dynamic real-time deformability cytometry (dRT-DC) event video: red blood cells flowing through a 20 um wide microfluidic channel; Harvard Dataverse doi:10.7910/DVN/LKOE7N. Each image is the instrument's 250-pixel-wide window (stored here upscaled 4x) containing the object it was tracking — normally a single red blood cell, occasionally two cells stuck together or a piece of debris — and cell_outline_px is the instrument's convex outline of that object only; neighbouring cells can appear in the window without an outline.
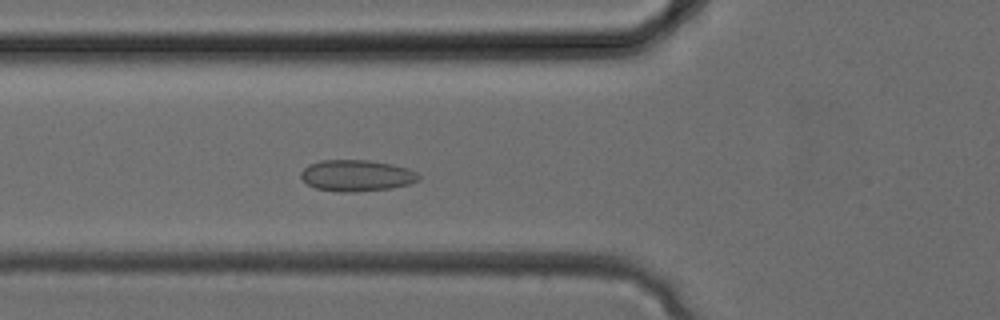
{"species": "common noctule bat (a hibernating species)", "species_latin": "Nyctalus noctula", "temperature_condition": "cold", "stored_images_in_passage": 33, "camera_frame_rate_fps": 3000, "um_per_image_px": 0.085, "animal": {"sex": "female", "body_mass_g": 24.6, "forearm_length_mm": 56.2}, "frame": {"image": 1, "passage_image": 12, "time_ms": 3.667, "image_size_px": [1000, 320], "cell_outline_px": [[420, 180], [408, 184], [392, 188], [352, 192], [340, 192], [316, 188], [308, 184], [300, 176], [300, 172], [308, 164], [320, 160], [368, 160], [392, 164], [408, 168], [416, 172], [420, 176]], "centroid_in_image_um": [30.31, 14.92], "position_along_channel_um": 95.5, "area_um2": 21.56}}
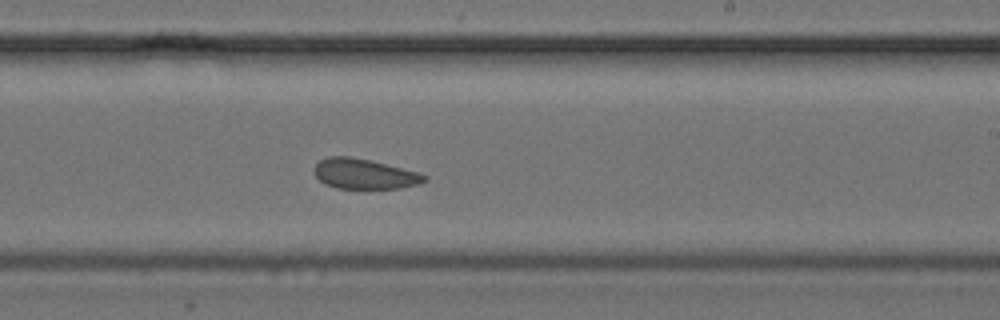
{"frame": {"image": 2, "passage_image": 20, "time_ms": 6.333, "image_size_px": [1000, 320], "cell_outline_px": [[428, 180], [420, 184], [400, 188], [336, 188], [324, 184], [316, 176], [316, 164], [320, 160], [328, 156], [348, 156], [368, 160], [420, 172], [428, 176]], "centroid_in_image_um": [31.02, 14.79], "position_along_channel_um": 258.0, "area_um2": 19.25}}
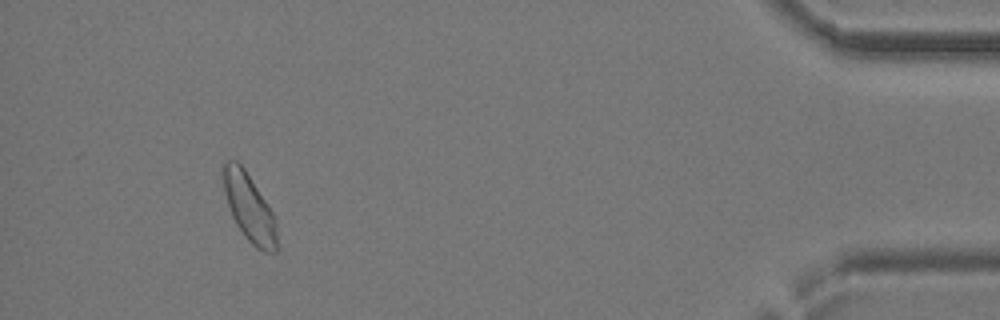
{"frame": {"image": 3, "passage_image": 31, "time_ms": 10.0, "image_size_px": [1000, 320], "cell_outline_px": [[276, 252], [264, 252], [256, 248], [244, 236], [236, 224], [232, 216], [224, 192], [220, 168], [220, 164], [228, 160], [236, 160], [244, 168], [268, 204], [276, 220]], "centroid_in_image_um": [21.14, 17.6], "position_along_channel_um": 414.1, "area_um2": 21.33}}